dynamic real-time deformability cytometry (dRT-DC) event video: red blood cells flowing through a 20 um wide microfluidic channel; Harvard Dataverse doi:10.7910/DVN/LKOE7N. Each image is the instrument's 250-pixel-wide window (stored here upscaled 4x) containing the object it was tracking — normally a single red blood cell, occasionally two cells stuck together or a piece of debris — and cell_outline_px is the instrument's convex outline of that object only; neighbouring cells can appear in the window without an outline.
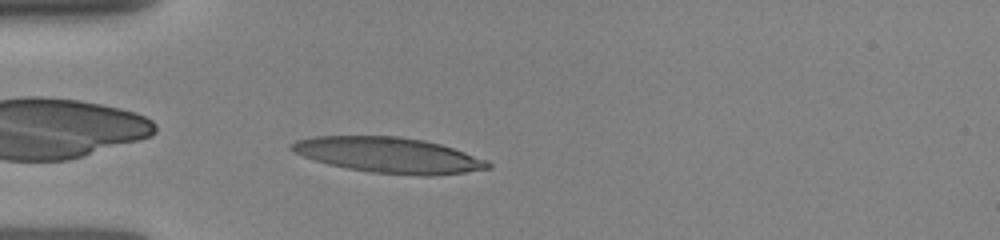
{"species": "human", "species_latin": "Homo sapiens", "temperature_condition": "room temperature", "stored_images_in_passage": 8, "camera_frame_rate_fps": 3000, "um_per_image_px": 0.085, "donor": {"sex": "female"}, "frame": {"image": 1, "passage_image": 5, "time_ms": 0.667, "image_size_px": [1000, 240], "cell_outline_px": [[492, 168], [464, 172], [432, 176], [424, 176], [372, 172], [348, 168], [328, 164], [304, 156], [288, 148], [288, 144], [296, 140], [312, 136], [400, 136], [424, 140], [440, 144], [488, 160], [492, 164]], "centroid_in_image_um": [33.04, 13.18], "position_along_channel_um": 52.0, "area_um2": 40.58}}